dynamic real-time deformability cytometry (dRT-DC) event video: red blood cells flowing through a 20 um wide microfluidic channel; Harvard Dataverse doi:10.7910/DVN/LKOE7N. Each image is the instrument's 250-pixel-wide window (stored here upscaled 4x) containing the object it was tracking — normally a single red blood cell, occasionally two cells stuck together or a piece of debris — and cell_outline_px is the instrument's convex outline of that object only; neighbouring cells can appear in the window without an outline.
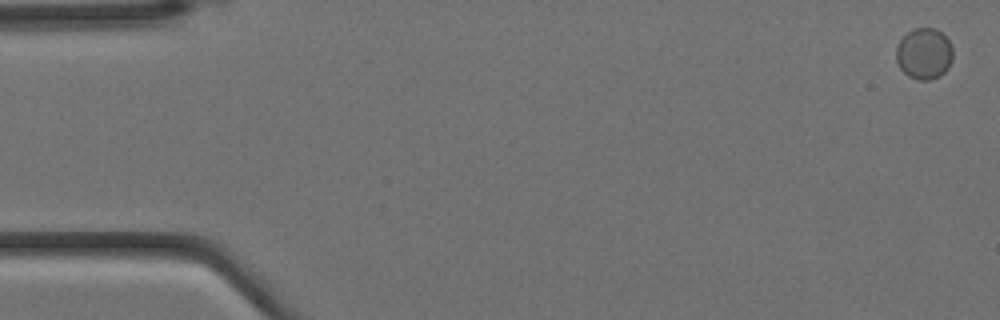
{"species": "Egyptian fruit bat (a non-hibernating species)", "species_latin": "Rousettus aegyptiacus", "temperature_condition": "cold", "stored_images_in_passage": 5, "camera_frame_rate_fps": 3000, "um_per_image_px": 0.085, "animal": {"sex": "female"}, "frame": {"image": 1, "passage_image": 1, "time_ms": 0.0, "image_size_px": [1000, 320], "cell_outline_px": [[952, 60], [948, 68], [940, 76], [928, 80], [920, 80], [908, 76], [900, 68], [896, 60], [896, 48], [900, 40], [912, 28], [936, 28], [952, 44]], "centroid_in_image_um": [78.55, 4.56], "position_along_channel_um": 6.5, "area_um2": 16.94}}
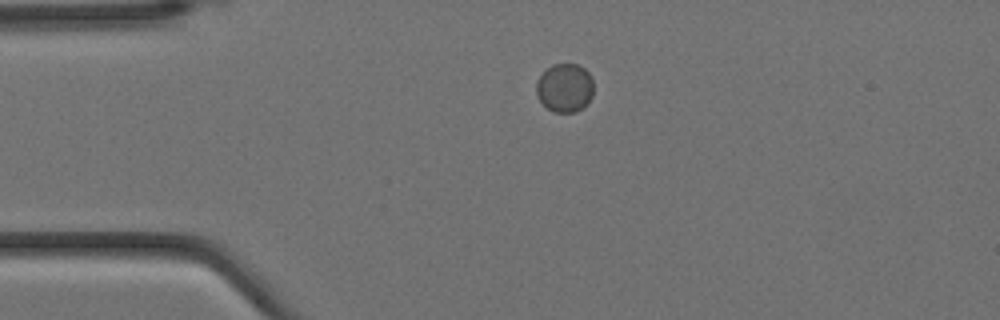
{"frame": {"image": 2, "passage_image": 4, "time_ms": 1.0, "image_size_px": [1000, 320], "cell_outline_px": [[592, 96], [584, 108], [576, 112], [552, 112], [536, 96], [536, 80], [552, 64], [580, 64], [592, 76]], "centroid_in_image_um": [48.01, 7.47], "position_along_channel_um": 37.0, "area_um2": 16.36}}